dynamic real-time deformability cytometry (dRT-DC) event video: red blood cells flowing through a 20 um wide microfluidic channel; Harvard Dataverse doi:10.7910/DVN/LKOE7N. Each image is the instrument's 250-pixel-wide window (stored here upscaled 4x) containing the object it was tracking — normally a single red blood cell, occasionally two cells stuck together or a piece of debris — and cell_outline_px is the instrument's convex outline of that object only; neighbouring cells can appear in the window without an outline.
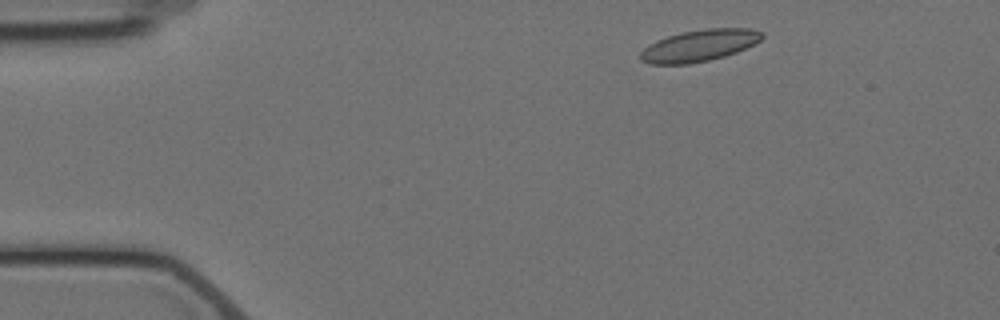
{"species": "Egyptian fruit bat (a non-hibernating species)", "species_latin": "Rousettus aegyptiacus", "temperature_condition": "cold", "stored_images_in_passage": 5, "camera_frame_rate_fps": 3000, "um_per_image_px": 0.085, "animal": {"sex": "female"}, "frame": {"image": 1, "passage_image": 1, "time_ms": 0.0, "image_size_px": [1000, 320], "cell_outline_px": [[764, 36], [760, 40], [736, 52], [724, 56], [708, 60], [688, 64], [652, 64], [640, 60], [640, 52], [648, 44], [656, 40], [668, 36], [684, 32], [708, 28], [752, 28], [764, 32]], "centroid_in_image_um": [59.43, 3.86], "position_along_channel_um": 25.6, "area_um2": 22.31}}
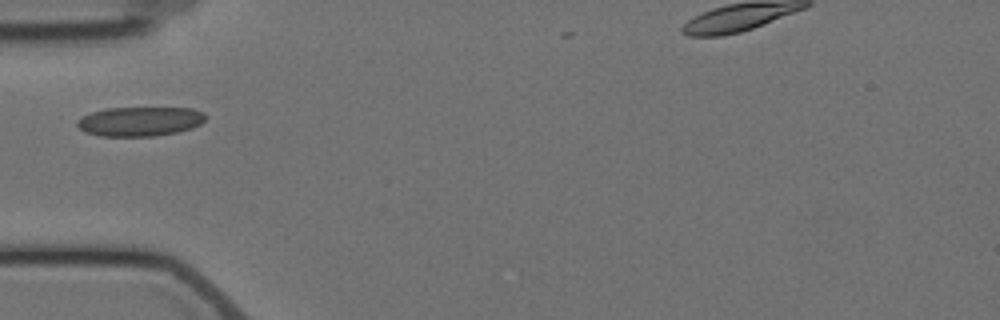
{"frame": {"image": 2, "passage_image": 4, "time_ms": 3.333, "image_size_px": [1000, 320], "cell_outline_px": [[208, 116], [200, 124], [192, 128], [176, 132], [156, 136], [100, 136], [84, 132], [76, 124], [76, 120], [80, 116], [92, 112], [108, 108], [192, 108], [204, 112]], "centroid_in_image_um": [11.88, 10.32], "position_along_channel_um": 73.1, "area_um2": 22.14}}